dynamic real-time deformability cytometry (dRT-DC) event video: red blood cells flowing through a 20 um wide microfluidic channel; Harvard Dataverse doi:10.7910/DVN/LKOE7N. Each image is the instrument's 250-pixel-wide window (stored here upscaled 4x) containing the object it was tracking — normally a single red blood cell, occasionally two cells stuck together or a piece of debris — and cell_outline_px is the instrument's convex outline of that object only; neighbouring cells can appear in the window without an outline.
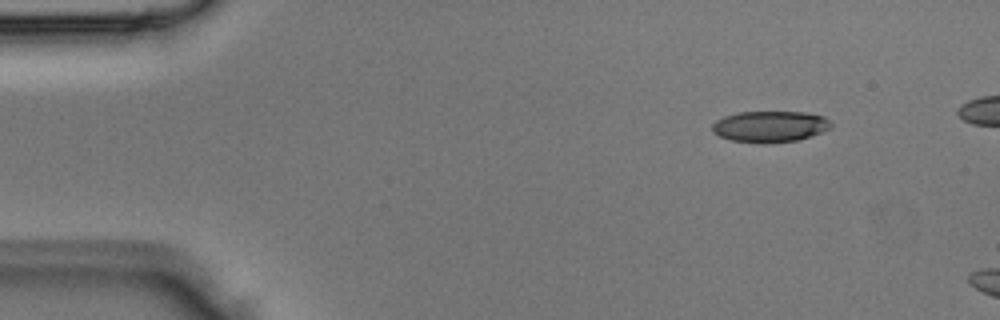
{"species": "Egyptian fruit bat (a non-hibernating species)", "species_latin": "Rousettus aegyptiacus", "temperature_condition": "room temperature", "stored_images_in_passage": 3, "camera_frame_rate_fps": 3000, "um_per_image_px": 0.085, "animal": {"sex": "male"}, "frame": {"image": 1, "passage_image": 1, "time_ms": 0.0, "image_size_px": [1000, 320], "cell_outline_px": [[832, 128], [812, 136], [796, 140], [732, 140], [720, 136], [712, 132], [712, 124], [716, 120], [724, 116], [736, 112], [808, 112], [824, 116], [832, 124]], "centroid_in_image_um": [65.48, 10.69], "position_along_channel_um": 19.5, "area_um2": 20.87}}